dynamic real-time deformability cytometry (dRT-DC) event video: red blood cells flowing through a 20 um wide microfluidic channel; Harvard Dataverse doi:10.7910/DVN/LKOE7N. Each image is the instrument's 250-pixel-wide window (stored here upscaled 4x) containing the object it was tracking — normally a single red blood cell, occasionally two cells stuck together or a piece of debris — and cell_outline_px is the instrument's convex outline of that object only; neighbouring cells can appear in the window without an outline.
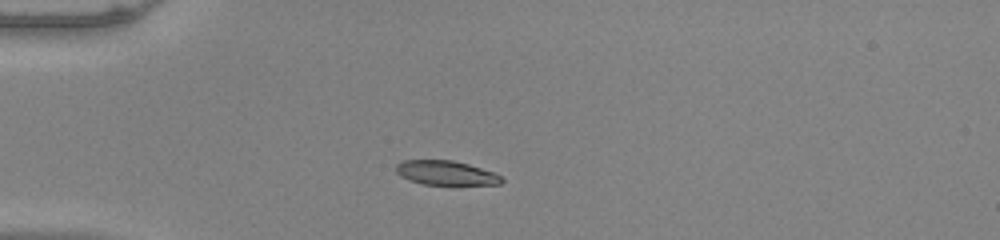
{"species": "common noctule bat (a hibernating species)", "species_latin": "Nyctalus noctula", "temperature_condition": "warm", "stored_images_in_passage": 38, "camera_frame_rate_fps": 3000, "um_per_image_px": 0.085, "animal": {"sex": "male", "body_mass_g": 20.0, "forearm_length_mm": 53.3}, "frame": {"image": 1, "passage_image": 1, "time_ms": 0.0, "image_size_px": [1000, 240], "cell_outline_px": [[504, 180], [500, 184], [424, 184], [408, 180], [400, 176], [396, 172], [396, 164], [404, 160], [452, 160], [468, 164], [496, 172]], "centroid_in_image_um": [37.89, 14.69], "position_along_channel_um": 47.1, "area_um2": 14.91}}
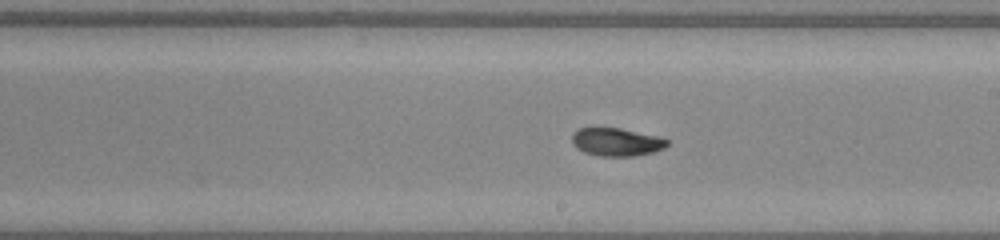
{"frame": {"image": 2, "passage_image": 17, "time_ms": 5.333, "image_size_px": [1000, 240], "cell_outline_px": [[668, 144], [664, 148], [652, 152], [632, 156], [600, 156], [584, 152], [576, 148], [572, 144], [572, 132], [580, 128], [592, 124], [620, 128], [660, 136], [668, 140]], "centroid_in_image_um": [52.33, 12.02], "position_along_channel_um": 236.7, "area_um2": 16.18}}
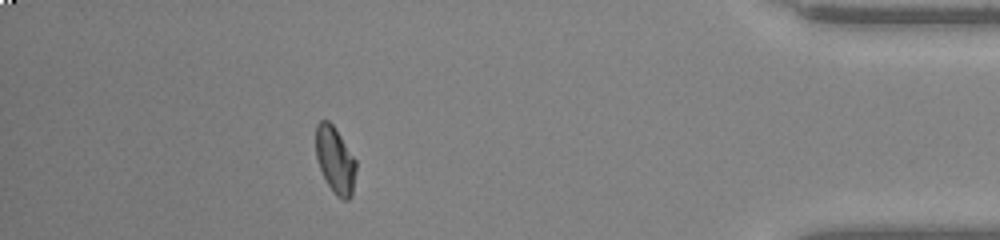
{"frame": {"image": 3, "passage_image": 33, "time_ms": 10.667, "image_size_px": [1000, 240], "cell_outline_px": [[356, 168], [352, 196], [348, 200], [344, 200], [336, 196], [328, 184], [320, 168], [316, 156], [316, 124], [320, 120], [328, 120], [332, 124], [356, 160]], "centroid_in_image_um": [28.49, 13.62], "position_along_channel_um": 406.7, "area_um2": 15.43}, "authors_computed_cell_mechanics": {"area_um2": 15.9239, "velocity_mm_per_s": 4.0106, "shape_relaxation_time_tau1_ms": 5.13, "shape_relaxation_time_tau2_ms": 1.8771, "deformation_change_tau1": 0.1992, "deformation_change_tau2": 0.0513}}